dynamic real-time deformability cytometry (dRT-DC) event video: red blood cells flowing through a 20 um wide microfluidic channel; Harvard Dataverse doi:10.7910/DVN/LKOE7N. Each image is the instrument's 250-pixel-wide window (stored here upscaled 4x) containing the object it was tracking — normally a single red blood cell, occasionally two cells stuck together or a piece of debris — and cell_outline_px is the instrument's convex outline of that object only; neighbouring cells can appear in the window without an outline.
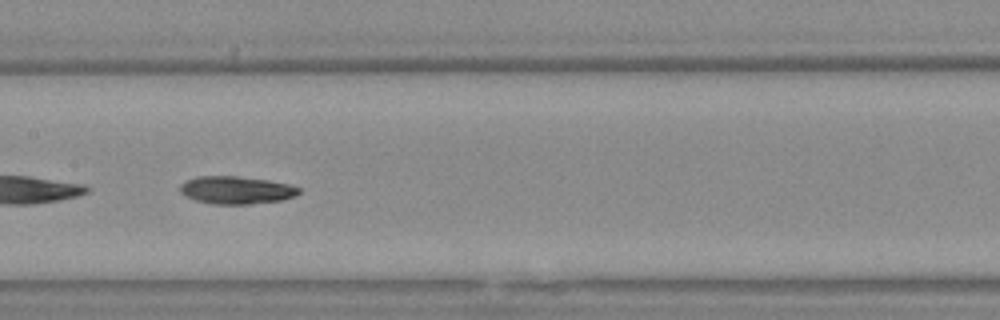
{"species": "Egyptian fruit bat (a non-hibernating species)", "species_latin": "Rousettus aegyptiacus", "temperature_condition": "warm", "stored_images_in_passage": 39, "camera_frame_rate_fps": 3000, "um_per_image_px": 0.085, "animal": {"sex": "female"}, "frame": {"image": 1, "passage_image": 12, "time_ms": 3.667, "image_size_px": [1000, 320], "cell_outline_px": [[300, 192], [292, 196], [280, 200], [248, 204], [212, 204], [196, 200], [184, 196], [180, 192], [180, 184], [196, 176], [236, 176], [268, 180], [288, 184], [300, 188]], "centroid_in_image_um": [20.03, 16.15], "position_along_channel_um": 187.4, "area_um2": 19.02}}
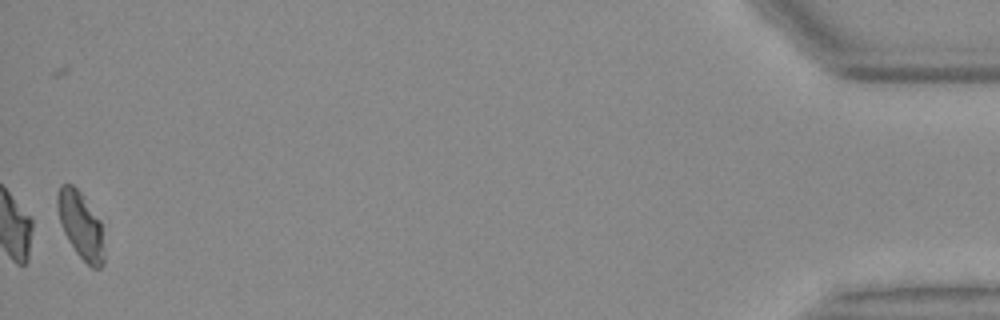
{"frame": {"image": 2, "passage_image": 39, "time_ms": 12.667, "image_size_px": [1000, 320], "cell_outline_px": [[104, 264], [100, 268], [92, 268], [76, 252], [68, 240], [64, 232], [60, 220], [56, 204], [56, 196], [60, 184], [72, 184], [80, 192], [100, 220], [104, 256]], "centroid_in_image_um": [6.85, 19.14], "position_along_channel_um": 428.4, "area_um2": 17.98}, "authors_computed_cell_mechanics": {"area_um2": 18.9584, "velocity_mm_per_s": 3.7005, "shape_relaxation_time_tau1_ms": 4.3731, "shape_relaxation_time_tau2_ms": 9.8239, "deformation_change_tau1": 0.1539, "deformation_change_tau2": 0.1538}}